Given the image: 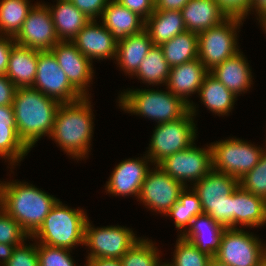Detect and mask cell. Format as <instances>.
<instances>
[{"mask_svg": "<svg viewBox=\"0 0 266 266\" xmlns=\"http://www.w3.org/2000/svg\"><path fill=\"white\" fill-rule=\"evenodd\" d=\"M89 97L90 95L74 102L61 103L49 136L76 160L85 159L90 152L94 115Z\"/></svg>", "mask_w": 266, "mask_h": 266, "instance_id": "obj_1", "label": "cell"}, {"mask_svg": "<svg viewBox=\"0 0 266 266\" xmlns=\"http://www.w3.org/2000/svg\"><path fill=\"white\" fill-rule=\"evenodd\" d=\"M60 105L32 87L16 88L12 103L15 123L19 137L30 150L41 137L50 136Z\"/></svg>", "mask_w": 266, "mask_h": 266, "instance_id": "obj_2", "label": "cell"}, {"mask_svg": "<svg viewBox=\"0 0 266 266\" xmlns=\"http://www.w3.org/2000/svg\"><path fill=\"white\" fill-rule=\"evenodd\" d=\"M59 199L27 182L0 181V207L31 237Z\"/></svg>", "mask_w": 266, "mask_h": 266, "instance_id": "obj_3", "label": "cell"}, {"mask_svg": "<svg viewBox=\"0 0 266 266\" xmlns=\"http://www.w3.org/2000/svg\"><path fill=\"white\" fill-rule=\"evenodd\" d=\"M87 219L83 209H72L58 200L42 225L28 239H37V244L73 249L77 245H84Z\"/></svg>", "mask_w": 266, "mask_h": 266, "instance_id": "obj_4", "label": "cell"}, {"mask_svg": "<svg viewBox=\"0 0 266 266\" xmlns=\"http://www.w3.org/2000/svg\"><path fill=\"white\" fill-rule=\"evenodd\" d=\"M118 98L123 111L150 118L157 124L181 118L189 111V104L169 90L130 89Z\"/></svg>", "mask_w": 266, "mask_h": 266, "instance_id": "obj_5", "label": "cell"}, {"mask_svg": "<svg viewBox=\"0 0 266 266\" xmlns=\"http://www.w3.org/2000/svg\"><path fill=\"white\" fill-rule=\"evenodd\" d=\"M242 21L241 17L229 16L217 26L197 33L198 58L208 71L240 51L237 30Z\"/></svg>", "mask_w": 266, "mask_h": 266, "instance_id": "obj_6", "label": "cell"}, {"mask_svg": "<svg viewBox=\"0 0 266 266\" xmlns=\"http://www.w3.org/2000/svg\"><path fill=\"white\" fill-rule=\"evenodd\" d=\"M194 115L188 111L183 117L157 124L150 139L147 157L158 165L167 156L182 151L196 140Z\"/></svg>", "mask_w": 266, "mask_h": 266, "instance_id": "obj_7", "label": "cell"}, {"mask_svg": "<svg viewBox=\"0 0 266 266\" xmlns=\"http://www.w3.org/2000/svg\"><path fill=\"white\" fill-rule=\"evenodd\" d=\"M214 258L229 266H263L266 244L242 228H226Z\"/></svg>", "mask_w": 266, "mask_h": 266, "instance_id": "obj_8", "label": "cell"}, {"mask_svg": "<svg viewBox=\"0 0 266 266\" xmlns=\"http://www.w3.org/2000/svg\"><path fill=\"white\" fill-rule=\"evenodd\" d=\"M210 146L213 170L229 174L238 180L257 165L266 150L236 137L216 141Z\"/></svg>", "mask_w": 266, "mask_h": 266, "instance_id": "obj_9", "label": "cell"}, {"mask_svg": "<svg viewBox=\"0 0 266 266\" xmlns=\"http://www.w3.org/2000/svg\"><path fill=\"white\" fill-rule=\"evenodd\" d=\"M133 230L117 226L97 227L87 219L85 223L84 246L90 253L87 259H120L140 238Z\"/></svg>", "mask_w": 266, "mask_h": 266, "instance_id": "obj_10", "label": "cell"}, {"mask_svg": "<svg viewBox=\"0 0 266 266\" xmlns=\"http://www.w3.org/2000/svg\"><path fill=\"white\" fill-rule=\"evenodd\" d=\"M194 144L167 156L158 164L170 177L185 186L189 185L187 181L194 184L213 170L211 146L199 148Z\"/></svg>", "mask_w": 266, "mask_h": 266, "instance_id": "obj_11", "label": "cell"}, {"mask_svg": "<svg viewBox=\"0 0 266 266\" xmlns=\"http://www.w3.org/2000/svg\"><path fill=\"white\" fill-rule=\"evenodd\" d=\"M32 88L60 103L84 97L68 80L51 51H38L37 73Z\"/></svg>", "mask_w": 266, "mask_h": 266, "instance_id": "obj_12", "label": "cell"}, {"mask_svg": "<svg viewBox=\"0 0 266 266\" xmlns=\"http://www.w3.org/2000/svg\"><path fill=\"white\" fill-rule=\"evenodd\" d=\"M185 185L170 177L162 168L155 165L147 173L141 185L138 200L147 208L166 215L178 201Z\"/></svg>", "mask_w": 266, "mask_h": 266, "instance_id": "obj_13", "label": "cell"}, {"mask_svg": "<svg viewBox=\"0 0 266 266\" xmlns=\"http://www.w3.org/2000/svg\"><path fill=\"white\" fill-rule=\"evenodd\" d=\"M14 39L17 45L37 51H50L60 41L47 4H34Z\"/></svg>", "mask_w": 266, "mask_h": 266, "instance_id": "obj_14", "label": "cell"}, {"mask_svg": "<svg viewBox=\"0 0 266 266\" xmlns=\"http://www.w3.org/2000/svg\"><path fill=\"white\" fill-rule=\"evenodd\" d=\"M60 68L66 73L69 82L84 96L93 79L92 61L84 56L72 41H59L50 50Z\"/></svg>", "mask_w": 266, "mask_h": 266, "instance_id": "obj_15", "label": "cell"}, {"mask_svg": "<svg viewBox=\"0 0 266 266\" xmlns=\"http://www.w3.org/2000/svg\"><path fill=\"white\" fill-rule=\"evenodd\" d=\"M202 205L203 213L219 223V204L238 187V179L212 170L201 180L191 184Z\"/></svg>", "mask_w": 266, "mask_h": 266, "instance_id": "obj_16", "label": "cell"}, {"mask_svg": "<svg viewBox=\"0 0 266 266\" xmlns=\"http://www.w3.org/2000/svg\"><path fill=\"white\" fill-rule=\"evenodd\" d=\"M150 159L145 154L143 158L126 159L120 162L108 179L105 190L113 196H139L141 185L150 170Z\"/></svg>", "mask_w": 266, "mask_h": 266, "instance_id": "obj_17", "label": "cell"}, {"mask_svg": "<svg viewBox=\"0 0 266 266\" xmlns=\"http://www.w3.org/2000/svg\"><path fill=\"white\" fill-rule=\"evenodd\" d=\"M208 74L209 71L199 58L173 66L170 68L166 89L189 104V111L195 116L197 115L196 105H194L193 101L190 102L188 97L193 93H198Z\"/></svg>", "mask_w": 266, "mask_h": 266, "instance_id": "obj_18", "label": "cell"}, {"mask_svg": "<svg viewBox=\"0 0 266 266\" xmlns=\"http://www.w3.org/2000/svg\"><path fill=\"white\" fill-rule=\"evenodd\" d=\"M98 24L97 20H90L71 41L92 62L94 59H115L117 41L103 24Z\"/></svg>", "mask_w": 266, "mask_h": 266, "instance_id": "obj_19", "label": "cell"}, {"mask_svg": "<svg viewBox=\"0 0 266 266\" xmlns=\"http://www.w3.org/2000/svg\"><path fill=\"white\" fill-rule=\"evenodd\" d=\"M209 73L236 97L242 92L246 93L253 83L251 68L241 51L215 66Z\"/></svg>", "mask_w": 266, "mask_h": 266, "instance_id": "obj_20", "label": "cell"}, {"mask_svg": "<svg viewBox=\"0 0 266 266\" xmlns=\"http://www.w3.org/2000/svg\"><path fill=\"white\" fill-rule=\"evenodd\" d=\"M226 228L215 222L208 214L197 215L181 237L191 242L201 252L215 257Z\"/></svg>", "mask_w": 266, "mask_h": 266, "instance_id": "obj_21", "label": "cell"}, {"mask_svg": "<svg viewBox=\"0 0 266 266\" xmlns=\"http://www.w3.org/2000/svg\"><path fill=\"white\" fill-rule=\"evenodd\" d=\"M180 11L187 31L196 33L217 26L229 17L216 0H189Z\"/></svg>", "mask_w": 266, "mask_h": 266, "instance_id": "obj_22", "label": "cell"}, {"mask_svg": "<svg viewBox=\"0 0 266 266\" xmlns=\"http://www.w3.org/2000/svg\"><path fill=\"white\" fill-rule=\"evenodd\" d=\"M101 23L117 41L144 30L145 21L116 0H110L101 15Z\"/></svg>", "mask_w": 266, "mask_h": 266, "instance_id": "obj_23", "label": "cell"}, {"mask_svg": "<svg viewBox=\"0 0 266 266\" xmlns=\"http://www.w3.org/2000/svg\"><path fill=\"white\" fill-rule=\"evenodd\" d=\"M266 200L256 196L239 185L233 191V228L266 225Z\"/></svg>", "mask_w": 266, "mask_h": 266, "instance_id": "obj_24", "label": "cell"}, {"mask_svg": "<svg viewBox=\"0 0 266 266\" xmlns=\"http://www.w3.org/2000/svg\"><path fill=\"white\" fill-rule=\"evenodd\" d=\"M152 46L150 36L144 29L117 42L115 60L125 74L133 76Z\"/></svg>", "mask_w": 266, "mask_h": 266, "instance_id": "obj_25", "label": "cell"}, {"mask_svg": "<svg viewBox=\"0 0 266 266\" xmlns=\"http://www.w3.org/2000/svg\"><path fill=\"white\" fill-rule=\"evenodd\" d=\"M38 51L15 44L5 75L17 87H32L37 73Z\"/></svg>", "mask_w": 266, "mask_h": 266, "instance_id": "obj_26", "label": "cell"}, {"mask_svg": "<svg viewBox=\"0 0 266 266\" xmlns=\"http://www.w3.org/2000/svg\"><path fill=\"white\" fill-rule=\"evenodd\" d=\"M47 6L60 41H71L90 21L70 0H57L55 6Z\"/></svg>", "mask_w": 266, "mask_h": 266, "instance_id": "obj_27", "label": "cell"}, {"mask_svg": "<svg viewBox=\"0 0 266 266\" xmlns=\"http://www.w3.org/2000/svg\"><path fill=\"white\" fill-rule=\"evenodd\" d=\"M144 29L155 46H160L187 31L181 11L172 10H155L145 20Z\"/></svg>", "mask_w": 266, "mask_h": 266, "instance_id": "obj_28", "label": "cell"}, {"mask_svg": "<svg viewBox=\"0 0 266 266\" xmlns=\"http://www.w3.org/2000/svg\"><path fill=\"white\" fill-rule=\"evenodd\" d=\"M198 95L201 103L218 116L228 115L237 100V97L210 73L205 77Z\"/></svg>", "mask_w": 266, "mask_h": 266, "instance_id": "obj_29", "label": "cell"}, {"mask_svg": "<svg viewBox=\"0 0 266 266\" xmlns=\"http://www.w3.org/2000/svg\"><path fill=\"white\" fill-rule=\"evenodd\" d=\"M170 67L181 65L198 58V36L196 32L185 31L160 45Z\"/></svg>", "mask_w": 266, "mask_h": 266, "instance_id": "obj_30", "label": "cell"}, {"mask_svg": "<svg viewBox=\"0 0 266 266\" xmlns=\"http://www.w3.org/2000/svg\"><path fill=\"white\" fill-rule=\"evenodd\" d=\"M33 6L28 0H0V36L15 38Z\"/></svg>", "mask_w": 266, "mask_h": 266, "instance_id": "obj_31", "label": "cell"}, {"mask_svg": "<svg viewBox=\"0 0 266 266\" xmlns=\"http://www.w3.org/2000/svg\"><path fill=\"white\" fill-rule=\"evenodd\" d=\"M170 66L166 61L160 46L153 45L148 54L143 58L137 72L133 76H137L142 83L149 85L167 84L170 72Z\"/></svg>", "mask_w": 266, "mask_h": 266, "instance_id": "obj_32", "label": "cell"}, {"mask_svg": "<svg viewBox=\"0 0 266 266\" xmlns=\"http://www.w3.org/2000/svg\"><path fill=\"white\" fill-rule=\"evenodd\" d=\"M191 187L186 186L181 192L178 201L175 205L166 213V216L173 217L174 224L180 235L190 226L191 221L197 216L203 213L202 205L197 193Z\"/></svg>", "mask_w": 266, "mask_h": 266, "instance_id": "obj_33", "label": "cell"}, {"mask_svg": "<svg viewBox=\"0 0 266 266\" xmlns=\"http://www.w3.org/2000/svg\"><path fill=\"white\" fill-rule=\"evenodd\" d=\"M30 149L18 135L16 126L0 124V157L7 159L11 166L16 165L29 153Z\"/></svg>", "mask_w": 266, "mask_h": 266, "instance_id": "obj_34", "label": "cell"}, {"mask_svg": "<svg viewBox=\"0 0 266 266\" xmlns=\"http://www.w3.org/2000/svg\"><path fill=\"white\" fill-rule=\"evenodd\" d=\"M159 250L152 240L141 238L121 258L122 266H162Z\"/></svg>", "mask_w": 266, "mask_h": 266, "instance_id": "obj_35", "label": "cell"}, {"mask_svg": "<svg viewBox=\"0 0 266 266\" xmlns=\"http://www.w3.org/2000/svg\"><path fill=\"white\" fill-rule=\"evenodd\" d=\"M178 237L173 262H167V266H208L211 256L199 251L196 246L181 236Z\"/></svg>", "mask_w": 266, "mask_h": 266, "instance_id": "obj_36", "label": "cell"}, {"mask_svg": "<svg viewBox=\"0 0 266 266\" xmlns=\"http://www.w3.org/2000/svg\"><path fill=\"white\" fill-rule=\"evenodd\" d=\"M238 184L242 189L266 200V150L257 165L245 173Z\"/></svg>", "mask_w": 266, "mask_h": 266, "instance_id": "obj_37", "label": "cell"}, {"mask_svg": "<svg viewBox=\"0 0 266 266\" xmlns=\"http://www.w3.org/2000/svg\"><path fill=\"white\" fill-rule=\"evenodd\" d=\"M39 266H76L70 254L72 249L37 244Z\"/></svg>", "mask_w": 266, "mask_h": 266, "instance_id": "obj_38", "label": "cell"}, {"mask_svg": "<svg viewBox=\"0 0 266 266\" xmlns=\"http://www.w3.org/2000/svg\"><path fill=\"white\" fill-rule=\"evenodd\" d=\"M29 235L0 207V243L21 245Z\"/></svg>", "mask_w": 266, "mask_h": 266, "instance_id": "obj_39", "label": "cell"}, {"mask_svg": "<svg viewBox=\"0 0 266 266\" xmlns=\"http://www.w3.org/2000/svg\"><path fill=\"white\" fill-rule=\"evenodd\" d=\"M36 243V244H35ZM15 247L13 255L4 266H39L37 242Z\"/></svg>", "mask_w": 266, "mask_h": 266, "instance_id": "obj_40", "label": "cell"}, {"mask_svg": "<svg viewBox=\"0 0 266 266\" xmlns=\"http://www.w3.org/2000/svg\"><path fill=\"white\" fill-rule=\"evenodd\" d=\"M88 19L97 20L110 0H70ZM97 17V18H96Z\"/></svg>", "mask_w": 266, "mask_h": 266, "instance_id": "obj_41", "label": "cell"}, {"mask_svg": "<svg viewBox=\"0 0 266 266\" xmlns=\"http://www.w3.org/2000/svg\"><path fill=\"white\" fill-rule=\"evenodd\" d=\"M144 21L155 11V0H116Z\"/></svg>", "mask_w": 266, "mask_h": 266, "instance_id": "obj_42", "label": "cell"}, {"mask_svg": "<svg viewBox=\"0 0 266 266\" xmlns=\"http://www.w3.org/2000/svg\"><path fill=\"white\" fill-rule=\"evenodd\" d=\"M228 16L246 19L250 9V0H216Z\"/></svg>", "mask_w": 266, "mask_h": 266, "instance_id": "obj_43", "label": "cell"}, {"mask_svg": "<svg viewBox=\"0 0 266 266\" xmlns=\"http://www.w3.org/2000/svg\"><path fill=\"white\" fill-rule=\"evenodd\" d=\"M219 224L233 228V192L219 204Z\"/></svg>", "mask_w": 266, "mask_h": 266, "instance_id": "obj_44", "label": "cell"}, {"mask_svg": "<svg viewBox=\"0 0 266 266\" xmlns=\"http://www.w3.org/2000/svg\"><path fill=\"white\" fill-rule=\"evenodd\" d=\"M16 88L6 75H0V106L12 105Z\"/></svg>", "mask_w": 266, "mask_h": 266, "instance_id": "obj_45", "label": "cell"}, {"mask_svg": "<svg viewBox=\"0 0 266 266\" xmlns=\"http://www.w3.org/2000/svg\"><path fill=\"white\" fill-rule=\"evenodd\" d=\"M13 37L0 36V75H5L12 47L15 45Z\"/></svg>", "mask_w": 266, "mask_h": 266, "instance_id": "obj_46", "label": "cell"}, {"mask_svg": "<svg viewBox=\"0 0 266 266\" xmlns=\"http://www.w3.org/2000/svg\"><path fill=\"white\" fill-rule=\"evenodd\" d=\"M189 0H155V10L180 11Z\"/></svg>", "mask_w": 266, "mask_h": 266, "instance_id": "obj_47", "label": "cell"}, {"mask_svg": "<svg viewBox=\"0 0 266 266\" xmlns=\"http://www.w3.org/2000/svg\"><path fill=\"white\" fill-rule=\"evenodd\" d=\"M0 124L7 126H16L14 110L12 105L0 106Z\"/></svg>", "mask_w": 266, "mask_h": 266, "instance_id": "obj_48", "label": "cell"}, {"mask_svg": "<svg viewBox=\"0 0 266 266\" xmlns=\"http://www.w3.org/2000/svg\"><path fill=\"white\" fill-rule=\"evenodd\" d=\"M85 266H122L120 259H86Z\"/></svg>", "mask_w": 266, "mask_h": 266, "instance_id": "obj_49", "label": "cell"}, {"mask_svg": "<svg viewBox=\"0 0 266 266\" xmlns=\"http://www.w3.org/2000/svg\"><path fill=\"white\" fill-rule=\"evenodd\" d=\"M18 245H11L6 243H0V260H2L1 266H4L13 255L15 247ZM2 258V259H1Z\"/></svg>", "mask_w": 266, "mask_h": 266, "instance_id": "obj_50", "label": "cell"}, {"mask_svg": "<svg viewBox=\"0 0 266 266\" xmlns=\"http://www.w3.org/2000/svg\"><path fill=\"white\" fill-rule=\"evenodd\" d=\"M251 11L256 12V16L266 14V0H250V9L247 15L251 13Z\"/></svg>", "mask_w": 266, "mask_h": 266, "instance_id": "obj_51", "label": "cell"}, {"mask_svg": "<svg viewBox=\"0 0 266 266\" xmlns=\"http://www.w3.org/2000/svg\"><path fill=\"white\" fill-rule=\"evenodd\" d=\"M259 17V18H258ZM257 20H259L258 22L261 24V26L263 27V31H265L266 33V14H260L257 16Z\"/></svg>", "mask_w": 266, "mask_h": 266, "instance_id": "obj_52", "label": "cell"}, {"mask_svg": "<svg viewBox=\"0 0 266 266\" xmlns=\"http://www.w3.org/2000/svg\"><path fill=\"white\" fill-rule=\"evenodd\" d=\"M208 266H229V265L219 262L216 258L212 257L208 263Z\"/></svg>", "mask_w": 266, "mask_h": 266, "instance_id": "obj_53", "label": "cell"}]
</instances>
